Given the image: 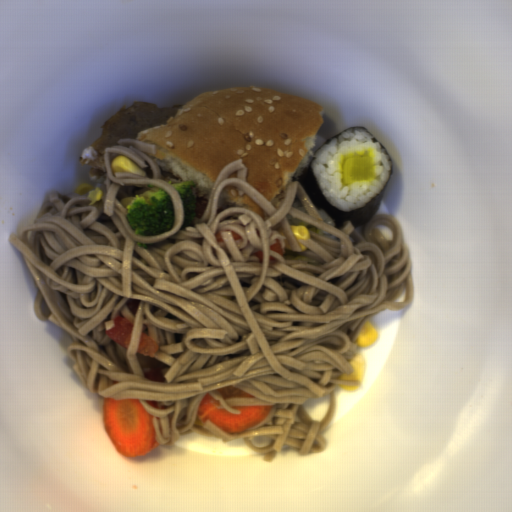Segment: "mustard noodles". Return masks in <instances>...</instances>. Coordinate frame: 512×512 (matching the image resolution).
<instances>
[{"label":"mustard noodles","instance_id":"0af2e427","mask_svg":"<svg viewBox=\"0 0 512 512\" xmlns=\"http://www.w3.org/2000/svg\"><path fill=\"white\" fill-rule=\"evenodd\" d=\"M116 143L104 148L98 202L49 190L6 238L38 288V321L69 334L72 369L89 392L138 400L154 415L158 446L196 433L243 439L269 463L284 446L304 457L326 452L337 388L362 384L339 379L355 370L348 361L361 353L359 331L413 302L402 225L381 213L362 234L348 219L336 228L295 180L271 202L246 182L242 158L223 165L202 217L183 227L180 193L145 154L156 145ZM120 154L148 176H114L110 160ZM143 187L170 193V233L140 236L128 226L120 201ZM289 224L305 225L311 240H296ZM275 239L284 256L269 250ZM119 314L134 324L127 350L104 335ZM142 332L158 343L155 357L136 354ZM150 367L162 368L164 383L144 378ZM231 385L257 398L225 401L217 389ZM207 392L231 414L241 412L231 406L274 407L256 427L228 434L198 418Z\"/></svg>","mask_w":512,"mask_h":512}]
</instances>
